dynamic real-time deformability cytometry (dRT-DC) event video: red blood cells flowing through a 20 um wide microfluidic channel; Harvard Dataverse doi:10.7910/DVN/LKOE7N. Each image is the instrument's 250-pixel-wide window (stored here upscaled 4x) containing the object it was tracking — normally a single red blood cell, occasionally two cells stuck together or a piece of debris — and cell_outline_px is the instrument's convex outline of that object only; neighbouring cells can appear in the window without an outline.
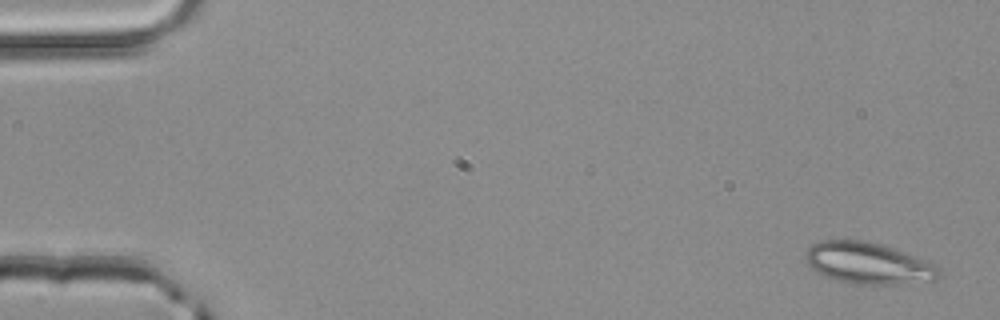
{"species": "common noctule bat (a hibernating species)", "species_latin": "Nyctalus noctula", "temperature_condition": "room temperature", "stored_images_in_passage": 4, "camera_frame_rate_fps": 3000, "um_per_image_px": 0.085, "animal": {"sex": "male", "body_mass_g": 20.4}, "frame": {"image": 1, "passage_image": 1, "time_ms": 0.0, "image_size_px": [1000, 320], "cell_outline_px": [[940, 276], [936, 280], [896, 284], [852, 284], [836, 280], [824, 276], [816, 272], [804, 260], [804, 252], [812, 244], [820, 240], [864, 240], [880, 244], [916, 256], [936, 264], [940, 268]], "centroid_in_image_um": [73.77, 22.37], "position_along_channel_um": 11.2, "area_um2": 32.54}}